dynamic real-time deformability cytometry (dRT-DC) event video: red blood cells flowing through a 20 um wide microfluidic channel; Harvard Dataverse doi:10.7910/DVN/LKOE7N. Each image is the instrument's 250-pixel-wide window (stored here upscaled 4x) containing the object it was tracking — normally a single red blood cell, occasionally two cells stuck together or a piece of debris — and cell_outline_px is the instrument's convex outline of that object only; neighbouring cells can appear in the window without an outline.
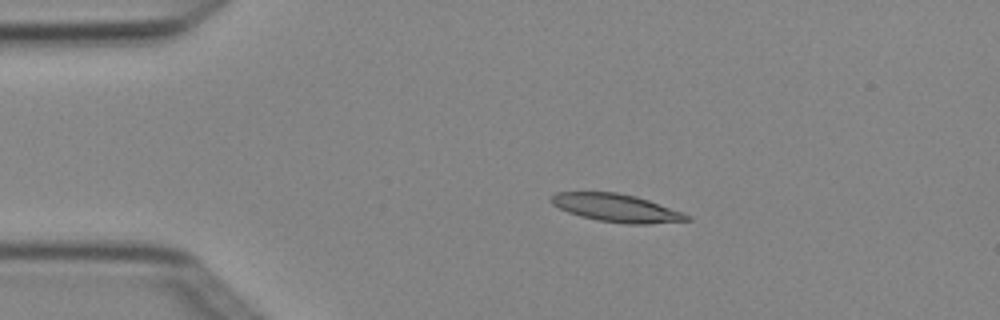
{"species": "Egyptian fruit bat (a non-hibernating species)", "species_latin": "Rousettus aegyptiacus", "temperature_condition": "cold", "stored_images_in_passage": 4, "camera_frame_rate_fps": 3000, "um_per_image_px": 0.085, "animal": {"sex": "female"}, "frame": {"image": 1, "passage_image": 3, "time_ms": 0.667, "image_size_px": [1000, 320], "cell_outline_px": [[692, 220], [648, 224], [624, 224], [596, 220], [580, 216], [568, 212], [552, 204], [548, 200], [556, 192], [616, 192], [636, 196], [684, 212], [692, 216]], "centroid_in_image_um": [52.42, 17.68], "position_along_channel_um": 32.6, "area_um2": 22.25}}